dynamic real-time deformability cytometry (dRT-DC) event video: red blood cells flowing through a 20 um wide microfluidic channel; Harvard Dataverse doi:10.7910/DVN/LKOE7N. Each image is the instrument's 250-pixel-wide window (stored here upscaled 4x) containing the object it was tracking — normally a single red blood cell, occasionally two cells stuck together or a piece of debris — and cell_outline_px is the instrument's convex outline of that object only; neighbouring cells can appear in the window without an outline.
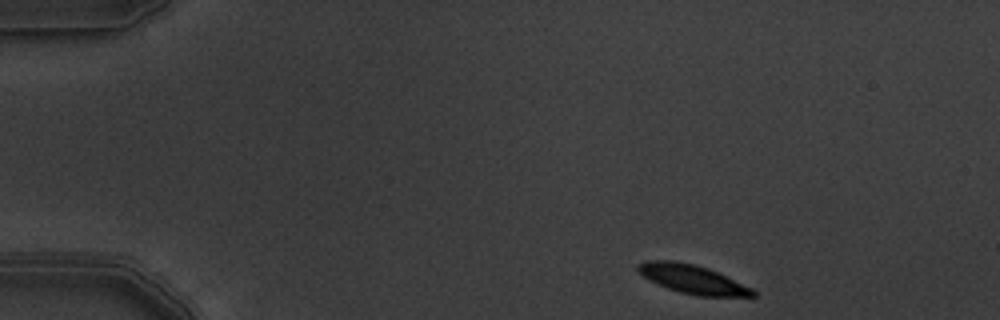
{"species": "common noctule bat (a hibernating species)", "species_latin": "Nyctalus noctula", "temperature_condition": "warm", "stored_images_in_passage": 4, "segment_of_instrument_passage": [1, 2], "camera_frame_rate_fps": 3000, "um_per_image_px": 0.085, "animal": {"sex": "male", "body_mass_g": 19.5, "forearm_length_mm": 54.6}, "frame": {"image": 1, "passage_image": 1, "time_ms": 0.0, "image_size_px": [1000, 320], "cell_outline_px": [[756, 296], [696, 296], [680, 292], [656, 284], [648, 280], [636, 268], [636, 264], [644, 260], [672, 260], [692, 264], [708, 268], [752, 288], [756, 292]], "centroid_in_image_um": [58.81, 23.72], "position_along_channel_um": 26.2, "area_um2": 19.19}}